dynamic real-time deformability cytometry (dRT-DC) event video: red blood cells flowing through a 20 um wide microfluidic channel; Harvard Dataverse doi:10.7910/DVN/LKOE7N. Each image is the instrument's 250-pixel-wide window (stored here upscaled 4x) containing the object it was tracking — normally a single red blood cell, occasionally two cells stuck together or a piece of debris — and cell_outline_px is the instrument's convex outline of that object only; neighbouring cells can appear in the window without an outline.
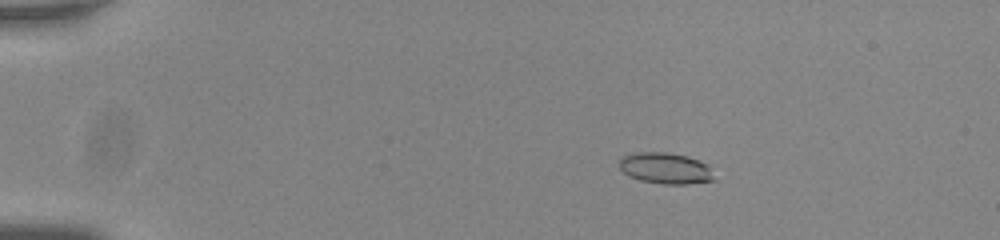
{"species": "common noctule bat (a hibernating species)", "species_latin": "Nyctalus noctula", "temperature_condition": "room temperature", "stored_images_in_passage": 52, "camera_frame_rate_fps": 3000, "um_per_image_px": 0.085, "animal": {"sex": "male", "body_mass_g": 20.0, "forearm_length_mm": 53.3}, "frame": {"image": 1, "passage_image": 6, "time_ms": 1.667, "image_size_px": [1000, 240], "cell_outline_px": [[716, 180], [688, 184], [664, 184], [640, 180], [628, 176], [620, 168], [620, 156], [640, 152], [668, 152], [688, 156], [708, 164]], "centroid_in_image_um": [56.58, 14.3], "position_along_channel_um": 28.4, "area_um2": 17.34}}
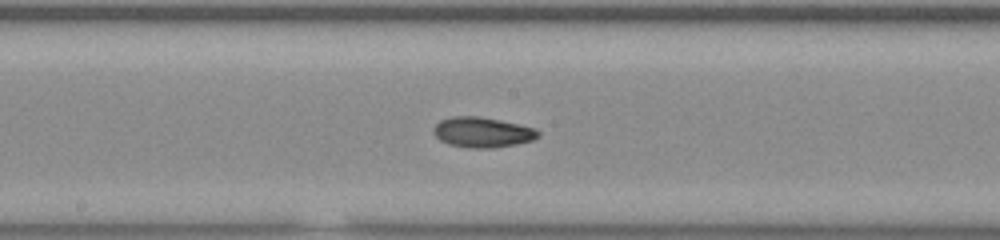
{"frame": {"image": 2, "passage_image": 27, "time_ms": 8.667, "image_size_px": [1000, 240], "cell_outline_px": [[540, 136], [532, 140], [516, 144], [496, 148], [472, 148], [448, 144], [440, 140], [432, 132], [432, 128], [440, 120], [452, 116], [480, 116], [520, 124], [536, 128], [540, 132]], "centroid_in_image_um": [41.01, 11.24], "position_along_channel_um": 207.2, "area_um2": 18.67}}
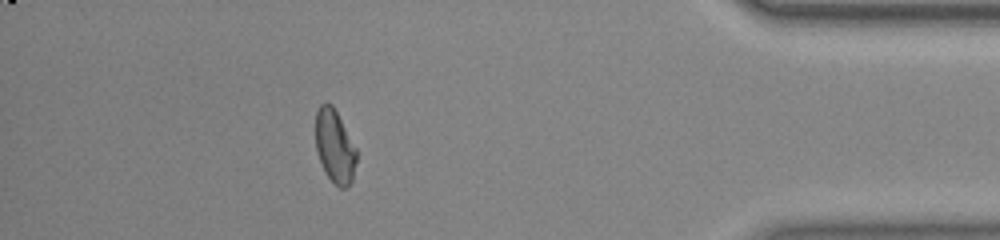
{"frame": {"image": 3, "passage_image": 46, "time_ms": 15.0, "image_size_px": [1000, 240], "cell_outline_px": [[356, 160], [352, 180], [348, 188], [340, 188], [324, 172], [316, 148], [316, 112], [320, 104], [332, 104], [356, 148]], "centroid_in_image_um": [28.45, 12.46], "position_along_channel_um": 406.7, "area_um2": 17.17}, "authors_computed_cell_mechanics": {"area_um2": 17.6868, "velocity_mm_per_s": 3.7705, "shape_relaxation_time_tau1_ms": null, "shape_relaxation_time_tau2_ms": 3.5303, "deformation_change_tau1": null, "deformation_change_tau2": 0.0878}}